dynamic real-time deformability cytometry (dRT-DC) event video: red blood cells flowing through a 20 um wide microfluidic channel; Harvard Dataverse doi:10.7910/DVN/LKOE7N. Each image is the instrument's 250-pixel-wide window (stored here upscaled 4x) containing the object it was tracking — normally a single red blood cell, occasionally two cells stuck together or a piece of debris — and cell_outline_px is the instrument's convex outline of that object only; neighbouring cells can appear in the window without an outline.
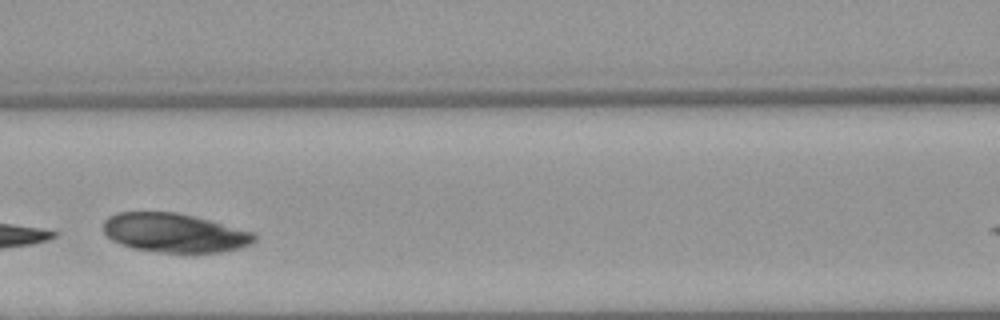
{"species": "Egyptian fruit bat (a non-hibernating species)", "species_latin": "Rousettus aegyptiacus", "temperature_condition": "warm", "stored_images_in_passage": 7, "segment_of_instrument_passage": [1, 2], "camera_frame_rate_fps": 3000, "um_per_image_px": 0.085, "animal": {"sex": "female"}, "frame": {"image": 1, "passage_image": 3, "time_ms": 2.667, "image_size_px": [1000, 320], "cell_outline_px": [[256, 240], [240, 248], [224, 252], [160, 252], [132, 248], [112, 240], [104, 232], [104, 220], [108, 216], [116, 212], [176, 212], [256, 232]], "centroid_in_image_um": [14.83, 19.79], "position_along_channel_um": 151.8, "area_um2": 34.22}}
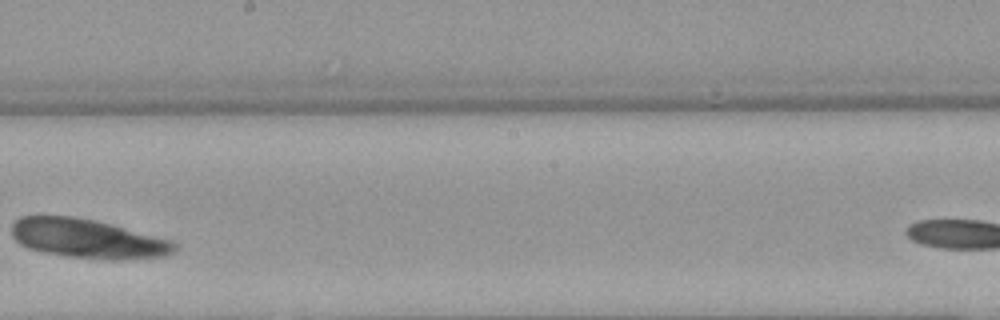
{"frame": {"image": 2, "passage_image": 5, "time_ms": 5.0, "image_size_px": [1000, 320], "cell_outline_px": [[176, 248], [172, 252], [164, 256], [124, 260], [112, 260], [68, 256], [44, 252], [28, 248], [20, 244], [12, 236], [12, 224], [20, 216], [72, 216], [96, 220], [172, 240], [176, 244]], "centroid_in_image_um": [7.45, 20.28], "position_along_channel_um": 240.7, "area_um2": 37.11}}
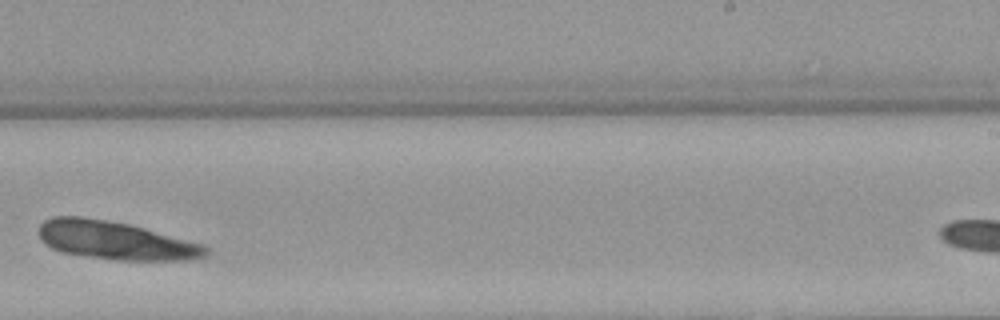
{"frame": {"image": 3, "passage_image": 6, "time_ms": 6.0, "image_size_px": [1000, 320], "cell_outline_px": [[208, 252], [204, 256], [188, 260], [116, 260], [64, 252], [52, 248], [44, 244], [40, 240], [40, 224], [44, 220], [52, 216], [84, 216], [108, 220], [128, 224], [144, 228], [204, 244], [208, 248]], "centroid_in_image_um": [9.8, 20.42], "position_along_channel_um": 279.2, "area_um2": 37.11}}